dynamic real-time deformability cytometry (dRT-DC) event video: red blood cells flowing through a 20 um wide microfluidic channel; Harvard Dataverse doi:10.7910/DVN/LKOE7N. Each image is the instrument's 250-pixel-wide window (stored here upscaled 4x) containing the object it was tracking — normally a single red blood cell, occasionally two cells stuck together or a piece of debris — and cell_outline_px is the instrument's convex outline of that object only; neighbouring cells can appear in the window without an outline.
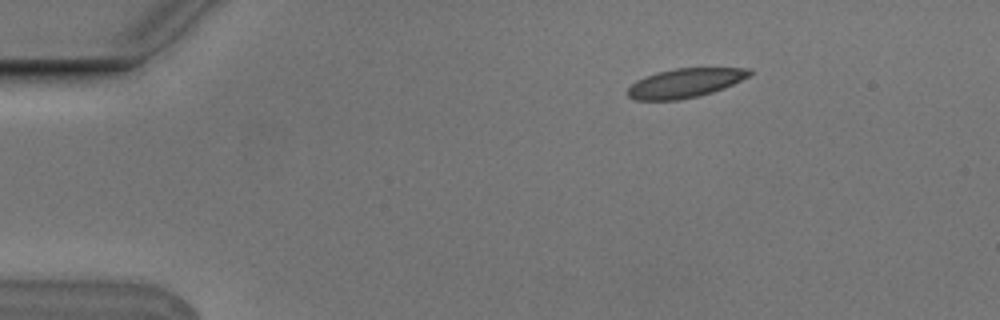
{"species": "Egyptian fruit bat (a non-hibernating species)", "species_latin": "Rousettus aegyptiacus", "temperature_condition": "cold", "stored_images_in_passage": 5, "camera_frame_rate_fps": 3000, "um_per_image_px": 0.085, "animal": {"sex": "male"}, "frame": {"image": 1, "passage_image": 3, "time_ms": 0.667, "image_size_px": [1000, 320], "cell_outline_px": [[756, 72], [724, 88], [712, 92], [696, 96], [676, 100], [636, 100], [628, 96], [628, 88], [636, 80], [656, 72], [676, 68], [752, 68]], "centroid_in_image_um": [58.24, 7.04], "position_along_channel_um": 26.8, "area_um2": 20.58}}